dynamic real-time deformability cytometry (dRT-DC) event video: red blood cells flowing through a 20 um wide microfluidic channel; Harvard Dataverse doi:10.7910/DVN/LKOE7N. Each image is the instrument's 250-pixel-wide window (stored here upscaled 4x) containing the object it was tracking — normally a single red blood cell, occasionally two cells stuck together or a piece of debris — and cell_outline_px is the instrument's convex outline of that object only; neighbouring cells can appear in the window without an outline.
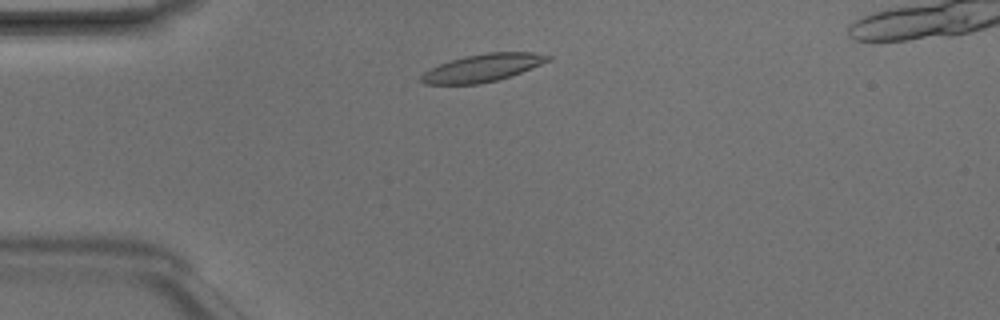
{"species": "Egyptian fruit bat (a non-hibernating species)", "species_latin": "Rousettus aegyptiacus", "temperature_condition": "room temperature", "stored_images_in_passage": 5, "camera_frame_rate_fps": 3000, "um_per_image_px": 0.085, "animal": {"sex": "male"}, "frame": {"image": 1, "passage_image": 2, "time_ms": 0.333, "image_size_px": [1000, 320], "cell_outline_px": [[552, 60], [512, 76], [480, 84], [424, 84], [420, 80], [420, 76], [424, 72], [440, 64], [464, 56], [488, 52], [532, 52], [552, 56]], "centroid_in_image_um": [41.06, 5.76], "position_along_channel_um": 43.9, "area_um2": 20.4}}